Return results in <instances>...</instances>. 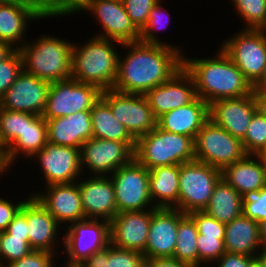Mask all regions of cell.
<instances>
[{
	"label": "cell",
	"mask_w": 266,
	"mask_h": 267,
	"mask_svg": "<svg viewBox=\"0 0 266 267\" xmlns=\"http://www.w3.org/2000/svg\"><path fill=\"white\" fill-rule=\"evenodd\" d=\"M210 119L209 104L200 97L173 109L157 119V126L167 132L181 134L195 140L197 133Z\"/></svg>",
	"instance_id": "26"
},
{
	"label": "cell",
	"mask_w": 266,
	"mask_h": 267,
	"mask_svg": "<svg viewBox=\"0 0 266 267\" xmlns=\"http://www.w3.org/2000/svg\"><path fill=\"white\" fill-rule=\"evenodd\" d=\"M248 267H263V259L258 256L255 257L248 265Z\"/></svg>",
	"instance_id": "57"
},
{
	"label": "cell",
	"mask_w": 266,
	"mask_h": 267,
	"mask_svg": "<svg viewBox=\"0 0 266 267\" xmlns=\"http://www.w3.org/2000/svg\"><path fill=\"white\" fill-rule=\"evenodd\" d=\"M260 257L266 262V242L262 244Z\"/></svg>",
	"instance_id": "59"
},
{
	"label": "cell",
	"mask_w": 266,
	"mask_h": 267,
	"mask_svg": "<svg viewBox=\"0 0 266 267\" xmlns=\"http://www.w3.org/2000/svg\"><path fill=\"white\" fill-rule=\"evenodd\" d=\"M48 142L80 148L92 138L93 128L90 111H79L69 116L46 119Z\"/></svg>",
	"instance_id": "25"
},
{
	"label": "cell",
	"mask_w": 266,
	"mask_h": 267,
	"mask_svg": "<svg viewBox=\"0 0 266 267\" xmlns=\"http://www.w3.org/2000/svg\"><path fill=\"white\" fill-rule=\"evenodd\" d=\"M101 93L98 87L72 78L53 82L49 87L42 116L45 119H55L79 111H90L100 99Z\"/></svg>",
	"instance_id": "10"
},
{
	"label": "cell",
	"mask_w": 266,
	"mask_h": 267,
	"mask_svg": "<svg viewBox=\"0 0 266 267\" xmlns=\"http://www.w3.org/2000/svg\"><path fill=\"white\" fill-rule=\"evenodd\" d=\"M260 238L262 244L266 242V220L260 223Z\"/></svg>",
	"instance_id": "56"
},
{
	"label": "cell",
	"mask_w": 266,
	"mask_h": 267,
	"mask_svg": "<svg viewBox=\"0 0 266 267\" xmlns=\"http://www.w3.org/2000/svg\"><path fill=\"white\" fill-rule=\"evenodd\" d=\"M196 225L199 234L225 236V224L210 217L203 211H193L188 214Z\"/></svg>",
	"instance_id": "45"
},
{
	"label": "cell",
	"mask_w": 266,
	"mask_h": 267,
	"mask_svg": "<svg viewBox=\"0 0 266 267\" xmlns=\"http://www.w3.org/2000/svg\"><path fill=\"white\" fill-rule=\"evenodd\" d=\"M195 160L222 170L245 155L242 141L209 119L194 140Z\"/></svg>",
	"instance_id": "8"
},
{
	"label": "cell",
	"mask_w": 266,
	"mask_h": 267,
	"mask_svg": "<svg viewBox=\"0 0 266 267\" xmlns=\"http://www.w3.org/2000/svg\"><path fill=\"white\" fill-rule=\"evenodd\" d=\"M77 182L86 219L110 222L118 214L110 176H92Z\"/></svg>",
	"instance_id": "22"
},
{
	"label": "cell",
	"mask_w": 266,
	"mask_h": 267,
	"mask_svg": "<svg viewBox=\"0 0 266 267\" xmlns=\"http://www.w3.org/2000/svg\"><path fill=\"white\" fill-rule=\"evenodd\" d=\"M22 70L23 62L19 50H15L7 59L0 63V99L15 82Z\"/></svg>",
	"instance_id": "42"
},
{
	"label": "cell",
	"mask_w": 266,
	"mask_h": 267,
	"mask_svg": "<svg viewBox=\"0 0 266 267\" xmlns=\"http://www.w3.org/2000/svg\"><path fill=\"white\" fill-rule=\"evenodd\" d=\"M45 18L31 1L0 0V41L18 50L26 42L28 22Z\"/></svg>",
	"instance_id": "19"
},
{
	"label": "cell",
	"mask_w": 266,
	"mask_h": 267,
	"mask_svg": "<svg viewBox=\"0 0 266 267\" xmlns=\"http://www.w3.org/2000/svg\"><path fill=\"white\" fill-rule=\"evenodd\" d=\"M50 85L51 83L22 70L0 99V108L43 115Z\"/></svg>",
	"instance_id": "16"
},
{
	"label": "cell",
	"mask_w": 266,
	"mask_h": 267,
	"mask_svg": "<svg viewBox=\"0 0 266 267\" xmlns=\"http://www.w3.org/2000/svg\"><path fill=\"white\" fill-rule=\"evenodd\" d=\"M186 214L176 208H154L144 251L146 259L173 257L179 221Z\"/></svg>",
	"instance_id": "18"
},
{
	"label": "cell",
	"mask_w": 266,
	"mask_h": 267,
	"mask_svg": "<svg viewBox=\"0 0 266 267\" xmlns=\"http://www.w3.org/2000/svg\"><path fill=\"white\" fill-rule=\"evenodd\" d=\"M254 258L244 254L225 252L214 263L218 264L217 267H248Z\"/></svg>",
	"instance_id": "49"
},
{
	"label": "cell",
	"mask_w": 266,
	"mask_h": 267,
	"mask_svg": "<svg viewBox=\"0 0 266 267\" xmlns=\"http://www.w3.org/2000/svg\"><path fill=\"white\" fill-rule=\"evenodd\" d=\"M106 267H146L143 253L107 245Z\"/></svg>",
	"instance_id": "40"
},
{
	"label": "cell",
	"mask_w": 266,
	"mask_h": 267,
	"mask_svg": "<svg viewBox=\"0 0 266 267\" xmlns=\"http://www.w3.org/2000/svg\"><path fill=\"white\" fill-rule=\"evenodd\" d=\"M31 2L49 19L70 16L79 7L80 0H31Z\"/></svg>",
	"instance_id": "43"
},
{
	"label": "cell",
	"mask_w": 266,
	"mask_h": 267,
	"mask_svg": "<svg viewBox=\"0 0 266 267\" xmlns=\"http://www.w3.org/2000/svg\"><path fill=\"white\" fill-rule=\"evenodd\" d=\"M225 252L258 257L261 253L260 224L241 214L225 224Z\"/></svg>",
	"instance_id": "28"
},
{
	"label": "cell",
	"mask_w": 266,
	"mask_h": 267,
	"mask_svg": "<svg viewBox=\"0 0 266 267\" xmlns=\"http://www.w3.org/2000/svg\"><path fill=\"white\" fill-rule=\"evenodd\" d=\"M257 156L263 163H266V146L257 154Z\"/></svg>",
	"instance_id": "58"
},
{
	"label": "cell",
	"mask_w": 266,
	"mask_h": 267,
	"mask_svg": "<svg viewBox=\"0 0 266 267\" xmlns=\"http://www.w3.org/2000/svg\"><path fill=\"white\" fill-rule=\"evenodd\" d=\"M241 141L246 154L257 155L266 146V117L256 111Z\"/></svg>",
	"instance_id": "38"
},
{
	"label": "cell",
	"mask_w": 266,
	"mask_h": 267,
	"mask_svg": "<svg viewBox=\"0 0 266 267\" xmlns=\"http://www.w3.org/2000/svg\"><path fill=\"white\" fill-rule=\"evenodd\" d=\"M255 112L256 105L252 94L217 100L209 105L210 119L240 140L245 137Z\"/></svg>",
	"instance_id": "23"
},
{
	"label": "cell",
	"mask_w": 266,
	"mask_h": 267,
	"mask_svg": "<svg viewBox=\"0 0 266 267\" xmlns=\"http://www.w3.org/2000/svg\"><path fill=\"white\" fill-rule=\"evenodd\" d=\"M32 158H37L46 186L73 183L83 175L80 148L47 142Z\"/></svg>",
	"instance_id": "15"
},
{
	"label": "cell",
	"mask_w": 266,
	"mask_h": 267,
	"mask_svg": "<svg viewBox=\"0 0 266 267\" xmlns=\"http://www.w3.org/2000/svg\"><path fill=\"white\" fill-rule=\"evenodd\" d=\"M145 96L153 115L158 119L163 114L192 102L197 94L192 76L183 67L169 81L152 88Z\"/></svg>",
	"instance_id": "21"
},
{
	"label": "cell",
	"mask_w": 266,
	"mask_h": 267,
	"mask_svg": "<svg viewBox=\"0 0 266 267\" xmlns=\"http://www.w3.org/2000/svg\"><path fill=\"white\" fill-rule=\"evenodd\" d=\"M233 9L245 21L246 29H259L266 20L264 0H232Z\"/></svg>",
	"instance_id": "37"
},
{
	"label": "cell",
	"mask_w": 266,
	"mask_h": 267,
	"mask_svg": "<svg viewBox=\"0 0 266 267\" xmlns=\"http://www.w3.org/2000/svg\"><path fill=\"white\" fill-rule=\"evenodd\" d=\"M6 231L13 237L29 238L26 220V201L18 213L14 216Z\"/></svg>",
	"instance_id": "48"
},
{
	"label": "cell",
	"mask_w": 266,
	"mask_h": 267,
	"mask_svg": "<svg viewBox=\"0 0 266 267\" xmlns=\"http://www.w3.org/2000/svg\"><path fill=\"white\" fill-rule=\"evenodd\" d=\"M252 90H260V91H265L266 92V68L264 69L262 77L253 86Z\"/></svg>",
	"instance_id": "55"
},
{
	"label": "cell",
	"mask_w": 266,
	"mask_h": 267,
	"mask_svg": "<svg viewBox=\"0 0 266 267\" xmlns=\"http://www.w3.org/2000/svg\"><path fill=\"white\" fill-rule=\"evenodd\" d=\"M30 122V113L0 108V143L5 151L20 137Z\"/></svg>",
	"instance_id": "34"
},
{
	"label": "cell",
	"mask_w": 266,
	"mask_h": 267,
	"mask_svg": "<svg viewBox=\"0 0 266 267\" xmlns=\"http://www.w3.org/2000/svg\"><path fill=\"white\" fill-rule=\"evenodd\" d=\"M263 267H266V262L263 261Z\"/></svg>",
	"instance_id": "61"
},
{
	"label": "cell",
	"mask_w": 266,
	"mask_h": 267,
	"mask_svg": "<svg viewBox=\"0 0 266 267\" xmlns=\"http://www.w3.org/2000/svg\"><path fill=\"white\" fill-rule=\"evenodd\" d=\"M161 4H162V1L160 0L158 3H156L152 7L151 12L149 13L148 21L146 25L140 31L139 41L145 44H158V45H166V46H171V47L175 46V48L181 52L183 50L180 49V46L178 48L176 44L173 46L169 45V43L167 44V42L165 43L164 41L160 40V38L156 35V32H158V29L164 30V28H166L169 25L168 23H170L168 22L170 20V14H168V12L166 11L167 16L164 15L165 11L163 9L165 8ZM155 30L157 31L155 32Z\"/></svg>",
	"instance_id": "35"
},
{
	"label": "cell",
	"mask_w": 266,
	"mask_h": 267,
	"mask_svg": "<svg viewBox=\"0 0 266 267\" xmlns=\"http://www.w3.org/2000/svg\"><path fill=\"white\" fill-rule=\"evenodd\" d=\"M225 236H211L198 234L196 245L198 252V267L204 264L213 265L225 253Z\"/></svg>",
	"instance_id": "39"
},
{
	"label": "cell",
	"mask_w": 266,
	"mask_h": 267,
	"mask_svg": "<svg viewBox=\"0 0 266 267\" xmlns=\"http://www.w3.org/2000/svg\"><path fill=\"white\" fill-rule=\"evenodd\" d=\"M198 231L194 220L186 214L178 224L177 242L173 258L198 267L197 237Z\"/></svg>",
	"instance_id": "33"
},
{
	"label": "cell",
	"mask_w": 266,
	"mask_h": 267,
	"mask_svg": "<svg viewBox=\"0 0 266 267\" xmlns=\"http://www.w3.org/2000/svg\"><path fill=\"white\" fill-rule=\"evenodd\" d=\"M47 251L32 250L27 256L6 264L4 267H54L55 256Z\"/></svg>",
	"instance_id": "46"
},
{
	"label": "cell",
	"mask_w": 266,
	"mask_h": 267,
	"mask_svg": "<svg viewBox=\"0 0 266 267\" xmlns=\"http://www.w3.org/2000/svg\"><path fill=\"white\" fill-rule=\"evenodd\" d=\"M220 179L219 168L201 161L180 164L178 210L185 214L203 211Z\"/></svg>",
	"instance_id": "6"
},
{
	"label": "cell",
	"mask_w": 266,
	"mask_h": 267,
	"mask_svg": "<svg viewBox=\"0 0 266 267\" xmlns=\"http://www.w3.org/2000/svg\"><path fill=\"white\" fill-rule=\"evenodd\" d=\"M101 98L110 106L114 117L135 139L149 133L157 126V119L145 95L109 89L102 91Z\"/></svg>",
	"instance_id": "14"
},
{
	"label": "cell",
	"mask_w": 266,
	"mask_h": 267,
	"mask_svg": "<svg viewBox=\"0 0 266 267\" xmlns=\"http://www.w3.org/2000/svg\"><path fill=\"white\" fill-rule=\"evenodd\" d=\"M107 245L89 255L77 267H106Z\"/></svg>",
	"instance_id": "50"
},
{
	"label": "cell",
	"mask_w": 266,
	"mask_h": 267,
	"mask_svg": "<svg viewBox=\"0 0 266 267\" xmlns=\"http://www.w3.org/2000/svg\"><path fill=\"white\" fill-rule=\"evenodd\" d=\"M66 226V233L60 239L67 261L66 267H77L89 255L110 243L109 222L86 219ZM65 248V249H64Z\"/></svg>",
	"instance_id": "13"
},
{
	"label": "cell",
	"mask_w": 266,
	"mask_h": 267,
	"mask_svg": "<svg viewBox=\"0 0 266 267\" xmlns=\"http://www.w3.org/2000/svg\"><path fill=\"white\" fill-rule=\"evenodd\" d=\"M110 178L118 213L155 208L149 193V170L135 159L117 169Z\"/></svg>",
	"instance_id": "9"
},
{
	"label": "cell",
	"mask_w": 266,
	"mask_h": 267,
	"mask_svg": "<svg viewBox=\"0 0 266 267\" xmlns=\"http://www.w3.org/2000/svg\"><path fill=\"white\" fill-rule=\"evenodd\" d=\"M10 165L7 162L6 158V151L3 148L2 144L0 143V177L1 175H4V172L6 173L8 169L10 170Z\"/></svg>",
	"instance_id": "54"
},
{
	"label": "cell",
	"mask_w": 266,
	"mask_h": 267,
	"mask_svg": "<svg viewBox=\"0 0 266 267\" xmlns=\"http://www.w3.org/2000/svg\"><path fill=\"white\" fill-rule=\"evenodd\" d=\"M160 0H122L134 26L141 31L148 21L152 7Z\"/></svg>",
	"instance_id": "44"
},
{
	"label": "cell",
	"mask_w": 266,
	"mask_h": 267,
	"mask_svg": "<svg viewBox=\"0 0 266 267\" xmlns=\"http://www.w3.org/2000/svg\"><path fill=\"white\" fill-rule=\"evenodd\" d=\"M26 220L30 248L56 254L61 225L32 195L26 200Z\"/></svg>",
	"instance_id": "24"
},
{
	"label": "cell",
	"mask_w": 266,
	"mask_h": 267,
	"mask_svg": "<svg viewBox=\"0 0 266 267\" xmlns=\"http://www.w3.org/2000/svg\"><path fill=\"white\" fill-rule=\"evenodd\" d=\"M256 105V111L266 117V92L252 90L251 92Z\"/></svg>",
	"instance_id": "52"
},
{
	"label": "cell",
	"mask_w": 266,
	"mask_h": 267,
	"mask_svg": "<svg viewBox=\"0 0 266 267\" xmlns=\"http://www.w3.org/2000/svg\"><path fill=\"white\" fill-rule=\"evenodd\" d=\"M194 139L156 126L136 139L134 159L146 169L180 165L195 160Z\"/></svg>",
	"instance_id": "5"
},
{
	"label": "cell",
	"mask_w": 266,
	"mask_h": 267,
	"mask_svg": "<svg viewBox=\"0 0 266 267\" xmlns=\"http://www.w3.org/2000/svg\"><path fill=\"white\" fill-rule=\"evenodd\" d=\"M90 113L93 128L92 138L136 142L126 127L114 117L110 106L101 97L93 105Z\"/></svg>",
	"instance_id": "32"
},
{
	"label": "cell",
	"mask_w": 266,
	"mask_h": 267,
	"mask_svg": "<svg viewBox=\"0 0 266 267\" xmlns=\"http://www.w3.org/2000/svg\"><path fill=\"white\" fill-rule=\"evenodd\" d=\"M151 219L152 209L118 213L109 222L110 243L121 249L144 253Z\"/></svg>",
	"instance_id": "17"
},
{
	"label": "cell",
	"mask_w": 266,
	"mask_h": 267,
	"mask_svg": "<svg viewBox=\"0 0 266 267\" xmlns=\"http://www.w3.org/2000/svg\"><path fill=\"white\" fill-rule=\"evenodd\" d=\"M39 37L18 49L23 70L49 83L70 79L73 42L50 34Z\"/></svg>",
	"instance_id": "4"
},
{
	"label": "cell",
	"mask_w": 266,
	"mask_h": 267,
	"mask_svg": "<svg viewBox=\"0 0 266 267\" xmlns=\"http://www.w3.org/2000/svg\"><path fill=\"white\" fill-rule=\"evenodd\" d=\"M233 35L219 46L254 86L266 68V37L258 29L245 27Z\"/></svg>",
	"instance_id": "7"
},
{
	"label": "cell",
	"mask_w": 266,
	"mask_h": 267,
	"mask_svg": "<svg viewBox=\"0 0 266 267\" xmlns=\"http://www.w3.org/2000/svg\"><path fill=\"white\" fill-rule=\"evenodd\" d=\"M212 58L183 55V67L192 76L196 94L209 105L221 99L251 94L253 86L219 46Z\"/></svg>",
	"instance_id": "2"
},
{
	"label": "cell",
	"mask_w": 266,
	"mask_h": 267,
	"mask_svg": "<svg viewBox=\"0 0 266 267\" xmlns=\"http://www.w3.org/2000/svg\"><path fill=\"white\" fill-rule=\"evenodd\" d=\"M258 30L266 37V20L264 21V23L260 26Z\"/></svg>",
	"instance_id": "60"
},
{
	"label": "cell",
	"mask_w": 266,
	"mask_h": 267,
	"mask_svg": "<svg viewBox=\"0 0 266 267\" xmlns=\"http://www.w3.org/2000/svg\"><path fill=\"white\" fill-rule=\"evenodd\" d=\"M15 50L10 44L0 41V63L7 59Z\"/></svg>",
	"instance_id": "53"
},
{
	"label": "cell",
	"mask_w": 266,
	"mask_h": 267,
	"mask_svg": "<svg viewBox=\"0 0 266 267\" xmlns=\"http://www.w3.org/2000/svg\"><path fill=\"white\" fill-rule=\"evenodd\" d=\"M31 251L29 238L13 237L7 231L0 232V267L27 256Z\"/></svg>",
	"instance_id": "36"
},
{
	"label": "cell",
	"mask_w": 266,
	"mask_h": 267,
	"mask_svg": "<svg viewBox=\"0 0 266 267\" xmlns=\"http://www.w3.org/2000/svg\"><path fill=\"white\" fill-rule=\"evenodd\" d=\"M179 171L180 165L158 166L149 170V193L155 208L178 209Z\"/></svg>",
	"instance_id": "29"
},
{
	"label": "cell",
	"mask_w": 266,
	"mask_h": 267,
	"mask_svg": "<svg viewBox=\"0 0 266 267\" xmlns=\"http://www.w3.org/2000/svg\"><path fill=\"white\" fill-rule=\"evenodd\" d=\"M111 39L93 36L84 44L72 45L71 78L91 84L101 91L114 88L118 73L119 53Z\"/></svg>",
	"instance_id": "3"
},
{
	"label": "cell",
	"mask_w": 266,
	"mask_h": 267,
	"mask_svg": "<svg viewBox=\"0 0 266 267\" xmlns=\"http://www.w3.org/2000/svg\"><path fill=\"white\" fill-rule=\"evenodd\" d=\"M48 142L47 123L42 115L30 114V122H25V129L7 150L6 158L10 167L18 156L30 160Z\"/></svg>",
	"instance_id": "30"
},
{
	"label": "cell",
	"mask_w": 266,
	"mask_h": 267,
	"mask_svg": "<svg viewBox=\"0 0 266 267\" xmlns=\"http://www.w3.org/2000/svg\"><path fill=\"white\" fill-rule=\"evenodd\" d=\"M128 49L119 56L114 90L145 95L152 88L169 81L183 68V54L175 47L145 44L141 41L122 43Z\"/></svg>",
	"instance_id": "1"
},
{
	"label": "cell",
	"mask_w": 266,
	"mask_h": 267,
	"mask_svg": "<svg viewBox=\"0 0 266 267\" xmlns=\"http://www.w3.org/2000/svg\"><path fill=\"white\" fill-rule=\"evenodd\" d=\"M203 212L223 224H228L243 214L242 195L221 178Z\"/></svg>",
	"instance_id": "31"
},
{
	"label": "cell",
	"mask_w": 266,
	"mask_h": 267,
	"mask_svg": "<svg viewBox=\"0 0 266 267\" xmlns=\"http://www.w3.org/2000/svg\"><path fill=\"white\" fill-rule=\"evenodd\" d=\"M83 11L95 15L103 29L94 36L120 43L139 41L140 31L125 11L122 0H80L79 7L73 14Z\"/></svg>",
	"instance_id": "11"
},
{
	"label": "cell",
	"mask_w": 266,
	"mask_h": 267,
	"mask_svg": "<svg viewBox=\"0 0 266 267\" xmlns=\"http://www.w3.org/2000/svg\"><path fill=\"white\" fill-rule=\"evenodd\" d=\"M2 198L3 197H0V232L7 230L8 225L12 222L14 216L18 213L24 202L28 199L25 197L23 201L21 200L17 201L18 203H13Z\"/></svg>",
	"instance_id": "47"
},
{
	"label": "cell",
	"mask_w": 266,
	"mask_h": 267,
	"mask_svg": "<svg viewBox=\"0 0 266 267\" xmlns=\"http://www.w3.org/2000/svg\"><path fill=\"white\" fill-rule=\"evenodd\" d=\"M135 145L136 142L91 138L80 149L81 170L89 169L92 176H110L134 160Z\"/></svg>",
	"instance_id": "12"
},
{
	"label": "cell",
	"mask_w": 266,
	"mask_h": 267,
	"mask_svg": "<svg viewBox=\"0 0 266 267\" xmlns=\"http://www.w3.org/2000/svg\"><path fill=\"white\" fill-rule=\"evenodd\" d=\"M146 267H194L173 257L146 259Z\"/></svg>",
	"instance_id": "51"
},
{
	"label": "cell",
	"mask_w": 266,
	"mask_h": 267,
	"mask_svg": "<svg viewBox=\"0 0 266 267\" xmlns=\"http://www.w3.org/2000/svg\"><path fill=\"white\" fill-rule=\"evenodd\" d=\"M243 214L258 222L266 220V187L252 190L242 195Z\"/></svg>",
	"instance_id": "41"
},
{
	"label": "cell",
	"mask_w": 266,
	"mask_h": 267,
	"mask_svg": "<svg viewBox=\"0 0 266 267\" xmlns=\"http://www.w3.org/2000/svg\"><path fill=\"white\" fill-rule=\"evenodd\" d=\"M46 191L33 194L36 200L61 224L86 220L78 182L52 184ZM65 222V223H64Z\"/></svg>",
	"instance_id": "20"
},
{
	"label": "cell",
	"mask_w": 266,
	"mask_h": 267,
	"mask_svg": "<svg viewBox=\"0 0 266 267\" xmlns=\"http://www.w3.org/2000/svg\"><path fill=\"white\" fill-rule=\"evenodd\" d=\"M221 178L240 195L266 187L265 164L257 155L246 154L241 160L225 166Z\"/></svg>",
	"instance_id": "27"
}]
</instances>
